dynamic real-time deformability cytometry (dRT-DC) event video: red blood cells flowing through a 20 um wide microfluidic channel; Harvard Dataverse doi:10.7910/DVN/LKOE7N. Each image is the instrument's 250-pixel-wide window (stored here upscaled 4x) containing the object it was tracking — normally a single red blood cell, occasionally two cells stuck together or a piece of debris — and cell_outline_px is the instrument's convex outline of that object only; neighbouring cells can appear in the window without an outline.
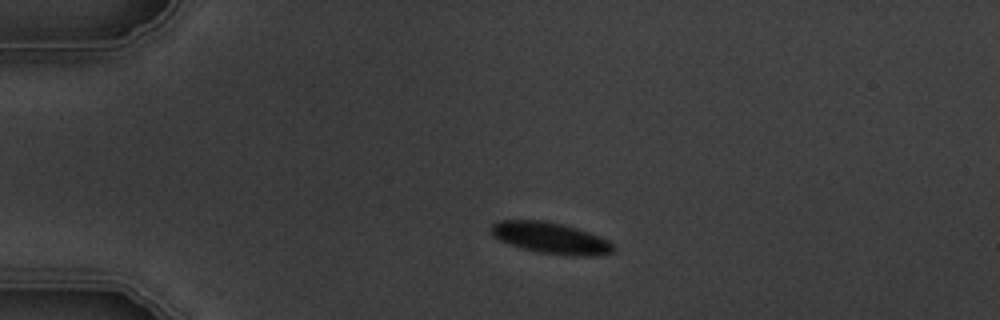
{"species": "common noctule bat (a hibernating species)", "species_latin": "Nyctalus noctula", "temperature_condition": "warm", "stored_images_in_passage": 4, "camera_frame_rate_fps": 3000, "um_per_image_px": 0.085, "animal": {"sex": "male", "body_mass_g": 19.5, "forearm_length_mm": 54.6}, "frame": {"image": 1, "passage_image": 2, "time_ms": 1.333, "image_size_px": [1000, 320], "cell_outline_px": [[616, 248], [612, 252], [596, 256], [568, 256], [536, 252], [520, 248], [500, 240], [492, 236], [492, 224], [500, 220], [544, 220], [564, 224], [588, 232], [608, 240]], "centroid_in_image_um": [46.81, 20.24], "position_along_channel_um": 38.2, "area_um2": 22.43}}
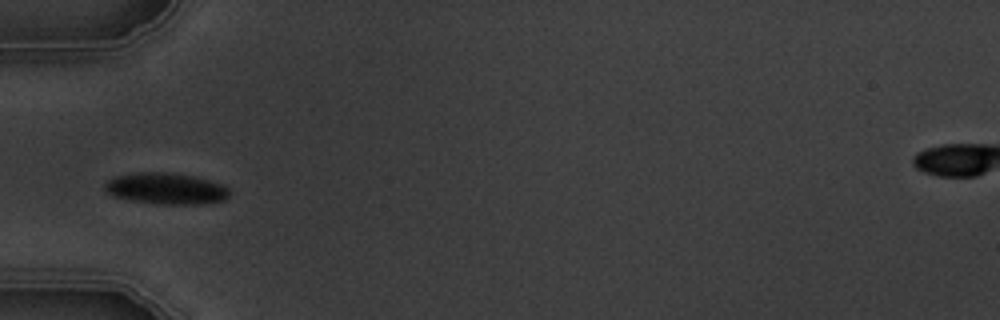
{"frame": {"image": 2, "passage_image": 4, "time_ms": 3.333, "image_size_px": [1000, 320], "cell_outline_px": [[228, 196], [224, 200], [204, 204], [160, 204], [132, 200], [112, 196], [104, 188], [104, 184], [108, 180], [116, 176], [136, 172], [172, 172], [196, 176], [224, 184], [228, 188]], "centroid_in_image_um": [14.13, 16.01], "position_along_channel_um": 70.9, "area_um2": 22.95}}